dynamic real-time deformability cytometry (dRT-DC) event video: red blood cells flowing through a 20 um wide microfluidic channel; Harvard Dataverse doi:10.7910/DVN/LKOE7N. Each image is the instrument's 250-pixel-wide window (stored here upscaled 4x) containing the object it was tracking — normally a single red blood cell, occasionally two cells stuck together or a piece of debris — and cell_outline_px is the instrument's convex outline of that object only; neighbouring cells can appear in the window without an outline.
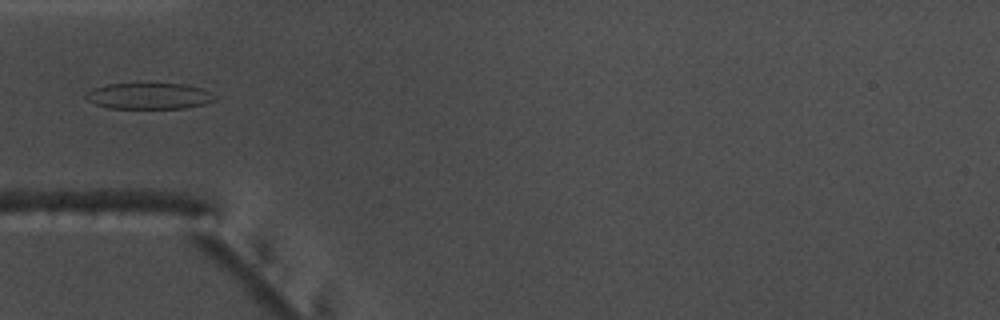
{"species": "common noctule bat (a hibernating species)", "species_latin": "Nyctalus noctula", "temperature_condition": "warm", "stored_images_in_passage": 38, "camera_frame_rate_fps": 3000, "um_per_image_px": 0.085, "animal": {"sex": "male", "body_mass_g": 17.5, "forearm_length_mm": 52.3}, "frame": {"image": 1, "passage_image": 1, "time_ms": 0.0, "image_size_px": [1000, 320], "cell_outline_px": [[216, 100], [204, 104], [184, 108], [108, 108], [96, 104], [88, 100], [84, 96], [88, 92], [96, 88], [108, 84], [184, 84], [200, 88], [212, 92]], "centroid_in_image_um": [12.7, 8.17], "position_along_channel_um": 72.3, "area_um2": 19.36}}
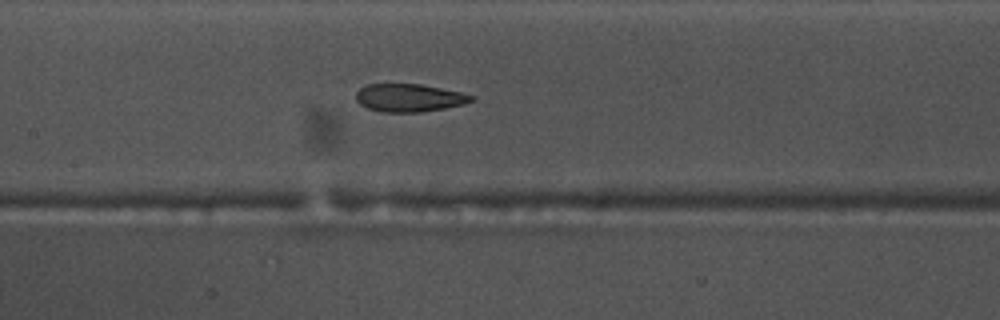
{"frame": {"image": 2, "passage_image": 9, "time_ms": 2.667, "image_size_px": [1000, 320], "cell_outline_px": [[476, 100], [464, 104], [444, 108], [420, 112], [380, 112], [368, 108], [360, 104], [356, 100], [356, 92], [360, 88], [368, 84], [420, 84], [460, 92], [476, 96]], "centroid_in_image_um": [34.79, 8.31], "position_along_channel_um": 172.6, "area_um2": 18.79}}
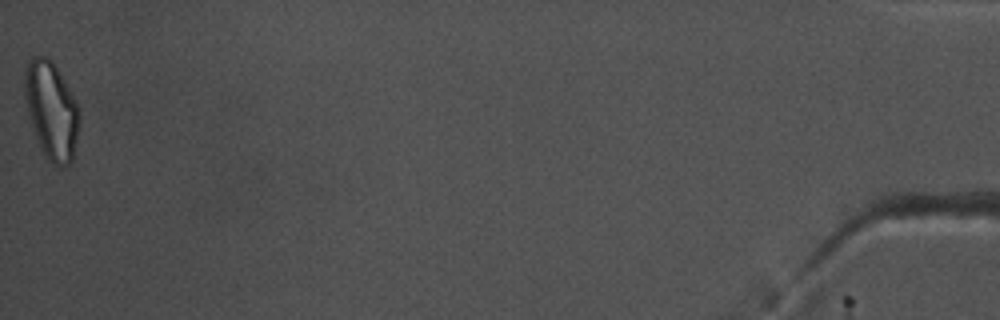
{"frame": {"image": 3, "passage_image": 38, "time_ms": 12.333, "image_size_px": [1000, 320], "cell_outline_px": [[80, 124], [72, 160], [68, 164], [60, 168], [44, 160], [32, 128], [28, 112], [24, 92], [24, 72], [28, 60], [32, 56], [48, 56], [52, 60], [76, 100], [80, 108]], "centroid_in_image_um": [4.37, 9.41], "position_along_channel_um": 430.8, "area_um2": 31.73}}